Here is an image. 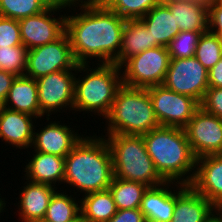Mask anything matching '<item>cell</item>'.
<instances>
[{
    "instance_id": "obj_1",
    "label": "cell",
    "mask_w": 222,
    "mask_h": 222,
    "mask_svg": "<svg viewBox=\"0 0 222 222\" xmlns=\"http://www.w3.org/2000/svg\"><path fill=\"white\" fill-rule=\"evenodd\" d=\"M67 10L71 13L66 12L65 33L76 62L113 63L120 52L126 19L104 4L72 6Z\"/></svg>"
},
{
    "instance_id": "obj_2",
    "label": "cell",
    "mask_w": 222,
    "mask_h": 222,
    "mask_svg": "<svg viewBox=\"0 0 222 222\" xmlns=\"http://www.w3.org/2000/svg\"><path fill=\"white\" fill-rule=\"evenodd\" d=\"M84 136L65 157L64 187L76 188L74 195H87L107 190L114 178L113 161L110 147L105 137ZM68 184V185H67ZM79 192V194H77Z\"/></svg>"
},
{
    "instance_id": "obj_3",
    "label": "cell",
    "mask_w": 222,
    "mask_h": 222,
    "mask_svg": "<svg viewBox=\"0 0 222 222\" xmlns=\"http://www.w3.org/2000/svg\"><path fill=\"white\" fill-rule=\"evenodd\" d=\"M142 137L156 171L165 181L187 185L192 182L196 158L184 129L159 126Z\"/></svg>"
},
{
    "instance_id": "obj_4",
    "label": "cell",
    "mask_w": 222,
    "mask_h": 222,
    "mask_svg": "<svg viewBox=\"0 0 222 222\" xmlns=\"http://www.w3.org/2000/svg\"><path fill=\"white\" fill-rule=\"evenodd\" d=\"M121 85V68L113 63L78 64L74 82V112L70 113L83 112L84 118L86 113H90L92 117L97 115L104 120Z\"/></svg>"
},
{
    "instance_id": "obj_5",
    "label": "cell",
    "mask_w": 222,
    "mask_h": 222,
    "mask_svg": "<svg viewBox=\"0 0 222 222\" xmlns=\"http://www.w3.org/2000/svg\"><path fill=\"white\" fill-rule=\"evenodd\" d=\"M104 119L105 135L142 136L160 126L147 88L124 84L117 90L111 109Z\"/></svg>"
},
{
    "instance_id": "obj_6",
    "label": "cell",
    "mask_w": 222,
    "mask_h": 222,
    "mask_svg": "<svg viewBox=\"0 0 222 222\" xmlns=\"http://www.w3.org/2000/svg\"><path fill=\"white\" fill-rule=\"evenodd\" d=\"M101 136L105 137L111 150L114 177L140 182L148 187L165 182L156 171L142 136L103 133Z\"/></svg>"
},
{
    "instance_id": "obj_7",
    "label": "cell",
    "mask_w": 222,
    "mask_h": 222,
    "mask_svg": "<svg viewBox=\"0 0 222 222\" xmlns=\"http://www.w3.org/2000/svg\"><path fill=\"white\" fill-rule=\"evenodd\" d=\"M170 59L165 46L147 49L131 57L120 67L122 84L139 88L162 85Z\"/></svg>"
},
{
    "instance_id": "obj_8",
    "label": "cell",
    "mask_w": 222,
    "mask_h": 222,
    "mask_svg": "<svg viewBox=\"0 0 222 222\" xmlns=\"http://www.w3.org/2000/svg\"><path fill=\"white\" fill-rule=\"evenodd\" d=\"M75 76L76 70H60L36 79L41 119L73 112Z\"/></svg>"
},
{
    "instance_id": "obj_9",
    "label": "cell",
    "mask_w": 222,
    "mask_h": 222,
    "mask_svg": "<svg viewBox=\"0 0 222 222\" xmlns=\"http://www.w3.org/2000/svg\"><path fill=\"white\" fill-rule=\"evenodd\" d=\"M69 38L64 33L56 41L28 50L24 76L38 79L60 70H77Z\"/></svg>"
},
{
    "instance_id": "obj_10",
    "label": "cell",
    "mask_w": 222,
    "mask_h": 222,
    "mask_svg": "<svg viewBox=\"0 0 222 222\" xmlns=\"http://www.w3.org/2000/svg\"><path fill=\"white\" fill-rule=\"evenodd\" d=\"M147 90L160 126L184 129L200 108V103L194 98L163 85L151 86Z\"/></svg>"
},
{
    "instance_id": "obj_11",
    "label": "cell",
    "mask_w": 222,
    "mask_h": 222,
    "mask_svg": "<svg viewBox=\"0 0 222 222\" xmlns=\"http://www.w3.org/2000/svg\"><path fill=\"white\" fill-rule=\"evenodd\" d=\"M62 9L67 11V7L52 3L43 12L18 20L21 41L27 50L54 42L65 33L66 13Z\"/></svg>"
},
{
    "instance_id": "obj_12",
    "label": "cell",
    "mask_w": 222,
    "mask_h": 222,
    "mask_svg": "<svg viewBox=\"0 0 222 222\" xmlns=\"http://www.w3.org/2000/svg\"><path fill=\"white\" fill-rule=\"evenodd\" d=\"M162 85L179 94L190 96L201 103L209 88L208 70L194 56L171 58Z\"/></svg>"
},
{
    "instance_id": "obj_13",
    "label": "cell",
    "mask_w": 222,
    "mask_h": 222,
    "mask_svg": "<svg viewBox=\"0 0 222 222\" xmlns=\"http://www.w3.org/2000/svg\"><path fill=\"white\" fill-rule=\"evenodd\" d=\"M195 158L222 154V119L201 107L184 128Z\"/></svg>"
},
{
    "instance_id": "obj_14",
    "label": "cell",
    "mask_w": 222,
    "mask_h": 222,
    "mask_svg": "<svg viewBox=\"0 0 222 222\" xmlns=\"http://www.w3.org/2000/svg\"><path fill=\"white\" fill-rule=\"evenodd\" d=\"M50 118L46 117L45 125L48 124L43 126L44 128L40 126L38 130L36 129V127H39L37 120L34 129L36 132H34L33 143L29 150L31 151L33 148L32 151L54 154L65 158L84 135L83 133L79 134V129L71 128L73 127V125H70L71 122L67 123L69 125L62 123L63 117L60 121H50L52 120Z\"/></svg>"
},
{
    "instance_id": "obj_15",
    "label": "cell",
    "mask_w": 222,
    "mask_h": 222,
    "mask_svg": "<svg viewBox=\"0 0 222 222\" xmlns=\"http://www.w3.org/2000/svg\"><path fill=\"white\" fill-rule=\"evenodd\" d=\"M189 185L216 208L222 207V154L197 158L195 174Z\"/></svg>"
},
{
    "instance_id": "obj_16",
    "label": "cell",
    "mask_w": 222,
    "mask_h": 222,
    "mask_svg": "<svg viewBox=\"0 0 222 222\" xmlns=\"http://www.w3.org/2000/svg\"><path fill=\"white\" fill-rule=\"evenodd\" d=\"M38 118L30 114L13 111L0 106V139L6 146L9 144L16 149H31L36 120ZM35 122V123H34ZM28 149V150H27Z\"/></svg>"
},
{
    "instance_id": "obj_17",
    "label": "cell",
    "mask_w": 222,
    "mask_h": 222,
    "mask_svg": "<svg viewBox=\"0 0 222 222\" xmlns=\"http://www.w3.org/2000/svg\"><path fill=\"white\" fill-rule=\"evenodd\" d=\"M216 209L190 185L175 182V209L171 222H208Z\"/></svg>"
},
{
    "instance_id": "obj_18",
    "label": "cell",
    "mask_w": 222,
    "mask_h": 222,
    "mask_svg": "<svg viewBox=\"0 0 222 222\" xmlns=\"http://www.w3.org/2000/svg\"><path fill=\"white\" fill-rule=\"evenodd\" d=\"M24 186L19 190L18 203H13L18 213V221L35 222L45 217L49 201L58 189L52 185L45 183L31 182L24 177ZM23 188V189H22Z\"/></svg>"
},
{
    "instance_id": "obj_19",
    "label": "cell",
    "mask_w": 222,
    "mask_h": 222,
    "mask_svg": "<svg viewBox=\"0 0 222 222\" xmlns=\"http://www.w3.org/2000/svg\"><path fill=\"white\" fill-rule=\"evenodd\" d=\"M175 209V182L148 187L145 191L139 210L146 222H171Z\"/></svg>"
},
{
    "instance_id": "obj_20",
    "label": "cell",
    "mask_w": 222,
    "mask_h": 222,
    "mask_svg": "<svg viewBox=\"0 0 222 222\" xmlns=\"http://www.w3.org/2000/svg\"><path fill=\"white\" fill-rule=\"evenodd\" d=\"M31 159H27L24 170V178L35 183H45L56 188L64 181L65 158L31 151ZM28 162V163H27ZM58 183V184H57Z\"/></svg>"
},
{
    "instance_id": "obj_21",
    "label": "cell",
    "mask_w": 222,
    "mask_h": 222,
    "mask_svg": "<svg viewBox=\"0 0 222 222\" xmlns=\"http://www.w3.org/2000/svg\"><path fill=\"white\" fill-rule=\"evenodd\" d=\"M180 31H208L209 0H163Z\"/></svg>"
},
{
    "instance_id": "obj_22",
    "label": "cell",
    "mask_w": 222,
    "mask_h": 222,
    "mask_svg": "<svg viewBox=\"0 0 222 222\" xmlns=\"http://www.w3.org/2000/svg\"><path fill=\"white\" fill-rule=\"evenodd\" d=\"M37 92L38 86L35 79L24 75L16 77L2 106L30 114L42 121Z\"/></svg>"
},
{
    "instance_id": "obj_23",
    "label": "cell",
    "mask_w": 222,
    "mask_h": 222,
    "mask_svg": "<svg viewBox=\"0 0 222 222\" xmlns=\"http://www.w3.org/2000/svg\"><path fill=\"white\" fill-rule=\"evenodd\" d=\"M139 20L150 30L151 41L156 47H167L180 32L174 15L171 14L169 7L164 2L153 7Z\"/></svg>"
},
{
    "instance_id": "obj_24",
    "label": "cell",
    "mask_w": 222,
    "mask_h": 222,
    "mask_svg": "<svg viewBox=\"0 0 222 222\" xmlns=\"http://www.w3.org/2000/svg\"><path fill=\"white\" fill-rule=\"evenodd\" d=\"M156 45L151 41L150 30L139 20H126L120 52L113 64L121 67L131 57Z\"/></svg>"
},
{
    "instance_id": "obj_25",
    "label": "cell",
    "mask_w": 222,
    "mask_h": 222,
    "mask_svg": "<svg viewBox=\"0 0 222 222\" xmlns=\"http://www.w3.org/2000/svg\"><path fill=\"white\" fill-rule=\"evenodd\" d=\"M80 210L83 222H108L117 213L109 189L80 197Z\"/></svg>"
},
{
    "instance_id": "obj_26",
    "label": "cell",
    "mask_w": 222,
    "mask_h": 222,
    "mask_svg": "<svg viewBox=\"0 0 222 222\" xmlns=\"http://www.w3.org/2000/svg\"><path fill=\"white\" fill-rule=\"evenodd\" d=\"M62 188L52 195L44 219L51 222H71L81 215L79 197L71 195V192L69 195L68 190Z\"/></svg>"
},
{
    "instance_id": "obj_27",
    "label": "cell",
    "mask_w": 222,
    "mask_h": 222,
    "mask_svg": "<svg viewBox=\"0 0 222 222\" xmlns=\"http://www.w3.org/2000/svg\"><path fill=\"white\" fill-rule=\"evenodd\" d=\"M108 189L113 196L117 210H124L139 208L148 186L140 182L114 177Z\"/></svg>"
},
{
    "instance_id": "obj_28",
    "label": "cell",
    "mask_w": 222,
    "mask_h": 222,
    "mask_svg": "<svg viewBox=\"0 0 222 222\" xmlns=\"http://www.w3.org/2000/svg\"><path fill=\"white\" fill-rule=\"evenodd\" d=\"M52 0H0V16L20 20L46 10Z\"/></svg>"
},
{
    "instance_id": "obj_29",
    "label": "cell",
    "mask_w": 222,
    "mask_h": 222,
    "mask_svg": "<svg viewBox=\"0 0 222 222\" xmlns=\"http://www.w3.org/2000/svg\"><path fill=\"white\" fill-rule=\"evenodd\" d=\"M163 0H104V5L126 20L144 17L153 7Z\"/></svg>"
},
{
    "instance_id": "obj_30",
    "label": "cell",
    "mask_w": 222,
    "mask_h": 222,
    "mask_svg": "<svg viewBox=\"0 0 222 222\" xmlns=\"http://www.w3.org/2000/svg\"><path fill=\"white\" fill-rule=\"evenodd\" d=\"M194 57L207 70H210L222 58V43L214 33L208 30L202 33Z\"/></svg>"
},
{
    "instance_id": "obj_31",
    "label": "cell",
    "mask_w": 222,
    "mask_h": 222,
    "mask_svg": "<svg viewBox=\"0 0 222 222\" xmlns=\"http://www.w3.org/2000/svg\"><path fill=\"white\" fill-rule=\"evenodd\" d=\"M28 50L23 45L0 47V70L17 77L23 76L27 67Z\"/></svg>"
},
{
    "instance_id": "obj_32",
    "label": "cell",
    "mask_w": 222,
    "mask_h": 222,
    "mask_svg": "<svg viewBox=\"0 0 222 222\" xmlns=\"http://www.w3.org/2000/svg\"><path fill=\"white\" fill-rule=\"evenodd\" d=\"M204 32L180 31L167 46L170 58H188L195 54L199 39Z\"/></svg>"
},
{
    "instance_id": "obj_33",
    "label": "cell",
    "mask_w": 222,
    "mask_h": 222,
    "mask_svg": "<svg viewBox=\"0 0 222 222\" xmlns=\"http://www.w3.org/2000/svg\"><path fill=\"white\" fill-rule=\"evenodd\" d=\"M23 45L21 41L19 21L0 16V47Z\"/></svg>"
},
{
    "instance_id": "obj_34",
    "label": "cell",
    "mask_w": 222,
    "mask_h": 222,
    "mask_svg": "<svg viewBox=\"0 0 222 222\" xmlns=\"http://www.w3.org/2000/svg\"><path fill=\"white\" fill-rule=\"evenodd\" d=\"M200 107L222 119V88L209 87L200 103Z\"/></svg>"
},
{
    "instance_id": "obj_35",
    "label": "cell",
    "mask_w": 222,
    "mask_h": 222,
    "mask_svg": "<svg viewBox=\"0 0 222 222\" xmlns=\"http://www.w3.org/2000/svg\"><path fill=\"white\" fill-rule=\"evenodd\" d=\"M208 30L222 43V0H209Z\"/></svg>"
},
{
    "instance_id": "obj_36",
    "label": "cell",
    "mask_w": 222,
    "mask_h": 222,
    "mask_svg": "<svg viewBox=\"0 0 222 222\" xmlns=\"http://www.w3.org/2000/svg\"><path fill=\"white\" fill-rule=\"evenodd\" d=\"M108 222H146L139 208L117 210V213Z\"/></svg>"
},
{
    "instance_id": "obj_37",
    "label": "cell",
    "mask_w": 222,
    "mask_h": 222,
    "mask_svg": "<svg viewBox=\"0 0 222 222\" xmlns=\"http://www.w3.org/2000/svg\"><path fill=\"white\" fill-rule=\"evenodd\" d=\"M17 76L8 73L6 71L0 70V106L3 105L8 91L10 90L13 81Z\"/></svg>"
},
{
    "instance_id": "obj_38",
    "label": "cell",
    "mask_w": 222,
    "mask_h": 222,
    "mask_svg": "<svg viewBox=\"0 0 222 222\" xmlns=\"http://www.w3.org/2000/svg\"><path fill=\"white\" fill-rule=\"evenodd\" d=\"M208 86L222 88V58L208 70Z\"/></svg>"
},
{
    "instance_id": "obj_39",
    "label": "cell",
    "mask_w": 222,
    "mask_h": 222,
    "mask_svg": "<svg viewBox=\"0 0 222 222\" xmlns=\"http://www.w3.org/2000/svg\"><path fill=\"white\" fill-rule=\"evenodd\" d=\"M53 3H56L64 7L80 6V5H99L103 4L104 0H52Z\"/></svg>"
},
{
    "instance_id": "obj_40",
    "label": "cell",
    "mask_w": 222,
    "mask_h": 222,
    "mask_svg": "<svg viewBox=\"0 0 222 222\" xmlns=\"http://www.w3.org/2000/svg\"><path fill=\"white\" fill-rule=\"evenodd\" d=\"M6 198H2V195L0 196V217H1V213L3 215L4 212H6V203H8L7 201H5ZM5 209V210H4Z\"/></svg>"
},
{
    "instance_id": "obj_41",
    "label": "cell",
    "mask_w": 222,
    "mask_h": 222,
    "mask_svg": "<svg viewBox=\"0 0 222 222\" xmlns=\"http://www.w3.org/2000/svg\"><path fill=\"white\" fill-rule=\"evenodd\" d=\"M220 222H222V207L217 208L214 215Z\"/></svg>"
},
{
    "instance_id": "obj_42",
    "label": "cell",
    "mask_w": 222,
    "mask_h": 222,
    "mask_svg": "<svg viewBox=\"0 0 222 222\" xmlns=\"http://www.w3.org/2000/svg\"><path fill=\"white\" fill-rule=\"evenodd\" d=\"M35 222H51V221H48L47 219H41V220H38V221H35ZM71 222H83V220L81 219V215L74 221H71Z\"/></svg>"
},
{
    "instance_id": "obj_43",
    "label": "cell",
    "mask_w": 222,
    "mask_h": 222,
    "mask_svg": "<svg viewBox=\"0 0 222 222\" xmlns=\"http://www.w3.org/2000/svg\"><path fill=\"white\" fill-rule=\"evenodd\" d=\"M208 222H220V221L214 216Z\"/></svg>"
}]
</instances>
